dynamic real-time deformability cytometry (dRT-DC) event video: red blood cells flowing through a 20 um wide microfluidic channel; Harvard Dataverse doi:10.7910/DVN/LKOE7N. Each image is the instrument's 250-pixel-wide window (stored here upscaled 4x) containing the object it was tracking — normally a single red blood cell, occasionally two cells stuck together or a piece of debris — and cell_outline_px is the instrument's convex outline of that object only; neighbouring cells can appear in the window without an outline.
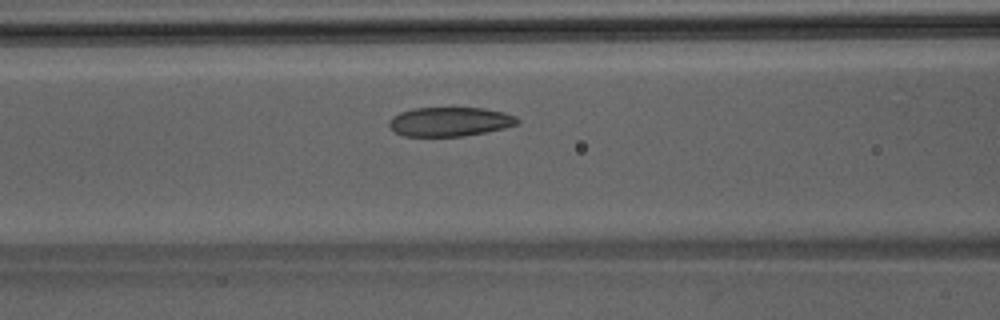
{"species": "Egyptian fruit bat (a non-hibernating species)", "species_latin": "Rousettus aegyptiacus", "temperature_condition": "room temperature", "stored_images_in_passage": 40, "camera_frame_rate_fps": 3000, "um_per_image_px": 0.085, "animal": {"sex": "male"}, "frame": {"image": 1, "passage_image": 12, "time_ms": 3.667, "image_size_px": [1000, 320], "cell_outline_px": [[520, 120], [516, 124], [504, 128], [464, 136], [404, 136], [396, 132], [388, 124], [388, 120], [392, 116], [400, 112], [416, 108], [484, 108], [504, 112], [516, 116]], "centroid_in_image_um": [38.23, 10.34], "position_along_channel_um": 128.4, "area_um2": 21.73}}
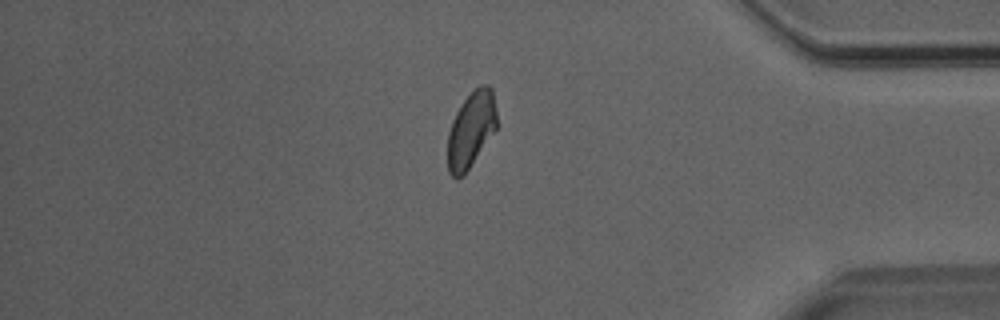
{"frame": {"image": 2, "passage_image": 33, "time_ms": 10.667, "image_size_px": [1000, 320], "cell_outline_px": [[496, 128], [464, 176], [456, 180], [448, 172], [448, 132], [452, 120], [460, 104], [480, 84], [488, 84], [492, 88], [496, 112]], "centroid_in_image_um": [40.02, 11.04], "position_along_channel_um": 395.2, "area_um2": 21.68}}
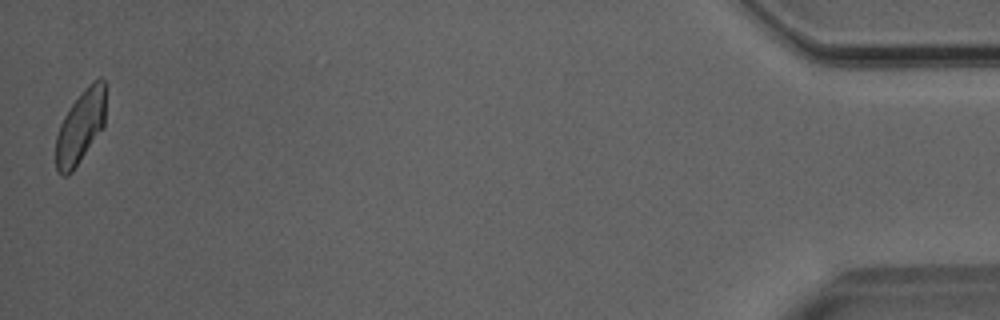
{"frame": {"image": 3, "passage_image": 40, "time_ms": 13.0, "image_size_px": [1000, 320], "cell_outline_px": [[104, 124], [72, 172], [68, 176], [60, 176], [56, 172], [56, 136], [60, 124], [64, 116], [72, 104], [88, 84], [92, 80], [100, 76], [104, 80]], "centroid_in_image_um": [6.8, 10.79], "position_along_channel_um": 428.4, "area_um2": 20.87}}